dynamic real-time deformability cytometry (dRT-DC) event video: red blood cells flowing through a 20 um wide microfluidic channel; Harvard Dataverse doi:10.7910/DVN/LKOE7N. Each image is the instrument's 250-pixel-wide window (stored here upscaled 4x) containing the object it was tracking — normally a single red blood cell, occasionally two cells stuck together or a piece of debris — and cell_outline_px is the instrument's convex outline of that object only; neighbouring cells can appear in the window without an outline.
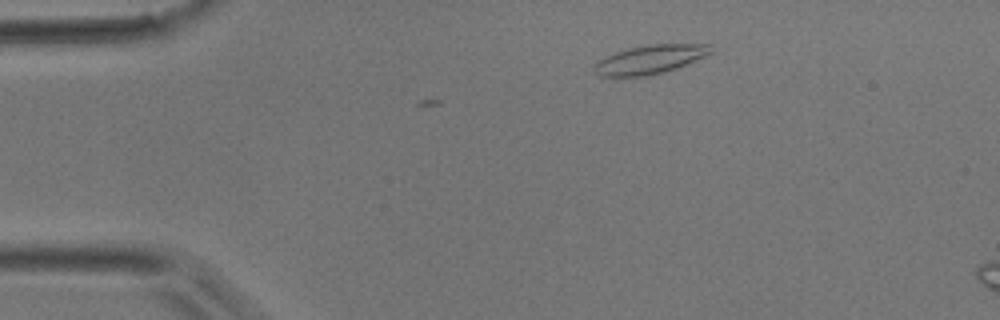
{"species": "common noctule bat (a hibernating species)", "species_latin": "Nyctalus noctula", "temperature_condition": "room temperature", "stored_images_in_passage": 6, "camera_frame_rate_fps": 3000, "um_per_image_px": 0.085, "animal": {"sex": "male", "body_mass_g": 17.9}, "frame": {"image": 1, "passage_image": 1, "time_ms": 0.0, "image_size_px": [1000, 320], "cell_outline_px": [[712, 52], [704, 56], [676, 68], [664, 72], [644, 76], [600, 76], [592, 68], [592, 64], [616, 52], [628, 48], [648, 44], [712, 44]], "centroid_in_image_um": [55.24, 5.04], "position_along_channel_um": 29.8, "area_um2": 19.36}}